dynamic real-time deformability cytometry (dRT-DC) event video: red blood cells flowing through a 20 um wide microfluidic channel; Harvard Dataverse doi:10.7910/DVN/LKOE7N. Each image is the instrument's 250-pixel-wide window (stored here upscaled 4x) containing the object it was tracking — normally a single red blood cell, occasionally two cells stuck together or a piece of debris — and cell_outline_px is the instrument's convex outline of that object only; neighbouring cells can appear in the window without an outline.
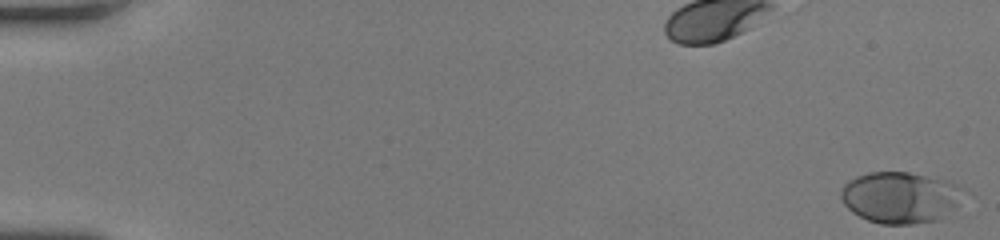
{"species": "human", "species_latin": "Homo sapiens", "temperature_condition": "room temperature", "stored_images_in_passage": 50, "camera_frame_rate_fps": 3000, "um_per_image_px": 0.085, "donor": {"sex": "female"}, "frame": {"image": 1, "passage_image": 1, "time_ms": 0.0, "image_size_px": [1000, 240], "cell_outline_px": [[960, 188], [956, 204], [940, 220], [912, 224], [880, 224], [868, 220], [852, 212], [844, 204], [840, 196], [840, 192], [844, 184], [848, 180], [856, 176], [868, 172], [908, 172], [948, 180], [960, 184]], "centroid_in_image_um": [76.46, 16.77], "position_along_channel_um": 8.5, "area_um2": 36.47}}
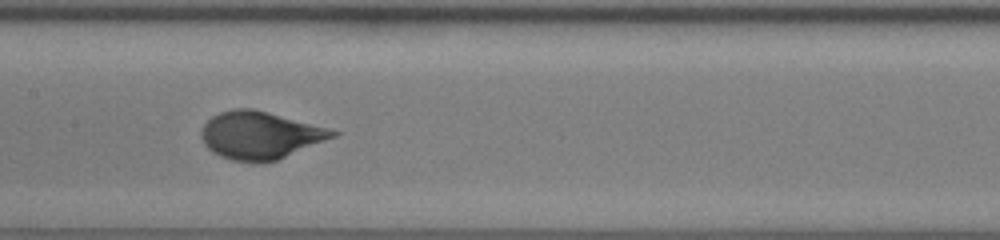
{"frame": {"image": 2, "passage_image": 27, "time_ms": 8.667, "image_size_px": [1000, 240], "cell_outline_px": [[340, 132], [336, 136], [276, 160], [232, 160], [220, 156], [212, 152], [204, 144], [200, 136], [200, 132], [204, 124], [212, 116], [220, 112], [232, 108], [252, 108], [268, 112]], "centroid_in_image_um": [22.04, 11.47], "position_along_channel_um": 185.4, "area_um2": 35.55}}
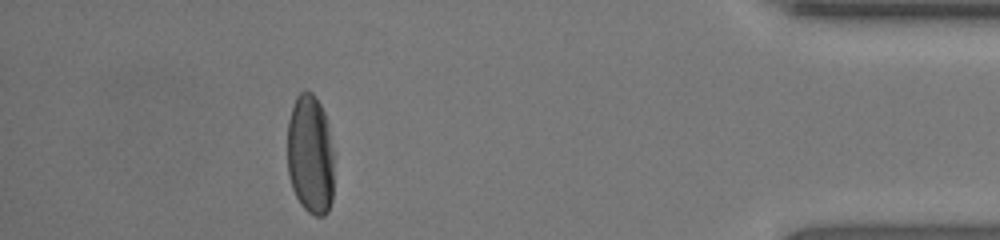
{"frame": {"image": 3, "passage_image": 46, "time_ms": 15.0, "image_size_px": [1000, 240], "cell_outline_px": [[332, 200], [328, 212], [324, 216], [316, 216], [308, 212], [300, 204], [292, 188], [288, 176], [288, 120], [296, 96], [304, 88], [312, 92], [316, 96], [324, 112], [332, 152]], "centroid_in_image_um": [26.35, 13.14], "position_along_channel_um": 408.9, "area_um2": 32.48}, "authors_computed_cell_mechanics": {"area_um2": 34.6222, "velocity_mm_per_s": 4.2549, "shape_relaxation_time_tau1_ms": 2.5165, "shape_relaxation_time_tau2_ms": null, "deformation_change_tau1": 0.1657, "deformation_change_tau2": null}}